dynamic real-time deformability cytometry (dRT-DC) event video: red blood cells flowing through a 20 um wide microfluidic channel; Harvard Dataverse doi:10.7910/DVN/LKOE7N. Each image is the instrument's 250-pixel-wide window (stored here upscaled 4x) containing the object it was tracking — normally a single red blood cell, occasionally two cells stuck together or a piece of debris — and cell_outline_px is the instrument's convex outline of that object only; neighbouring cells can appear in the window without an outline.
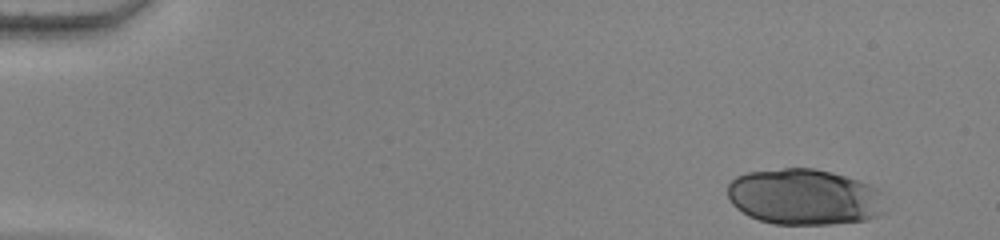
{"species": "human", "species_latin": "Homo sapiens", "temperature_condition": "warm", "stored_images_in_passage": 22, "camera_frame_rate_fps": 3000, "um_per_image_px": 0.085, "donor": {"sex": "female"}, "frame": {"image": 1, "passage_image": 1, "time_ms": 0.0, "image_size_px": [1000, 240], "cell_outline_px": [[888, 212], [864, 220], [832, 224], [776, 224], [760, 220], [748, 216], [736, 208], [732, 204], [728, 196], [728, 184], [736, 176], [748, 172], [784, 168], [816, 168], [832, 172], [860, 180], [872, 184], [880, 192]], "centroid_in_image_um": [68.39, 16.73], "position_along_channel_um": 16.6, "area_um2": 51.96}}
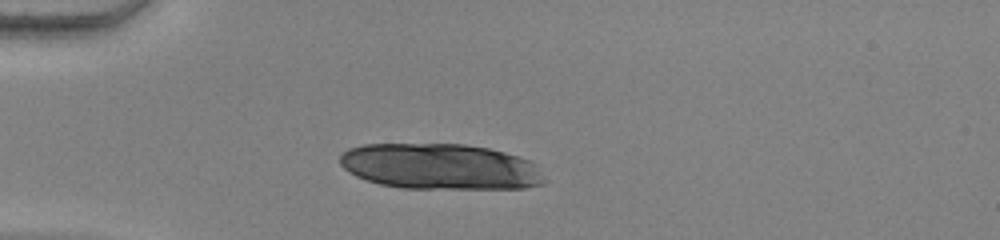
{"frame": {"image": 2, "passage_image": 12, "time_ms": 3.667, "image_size_px": [1000, 240], "cell_outline_px": [[548, 180], [544, 184], [524, 188], [404, 188], [380, 184], [356, 176], [348, 172], [340, 164], [340, 156], [348, 148], [364, 144], [464, 144], [488, 148], [520, 156], [532, 160]], "centroid_in_image_um": [37.46, 14.16], "position_along_channel_um": 47.5, "area_um2": 54.85}}